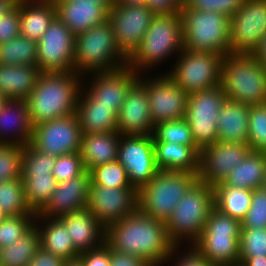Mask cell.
Returning <instances> with one entry per match:
<instances>
[{"mask_svg": "<svg viewBox=\"0 0 266 266\" xmlns=\"http://www.w3.org/2000/svg\"><path fill=\"white\" fill-rule=\"evenodd\" d=\"M105 242L117 252L144 258L152 266L166 264L181 245L170 239L165 222L148 217L139 209L111 224L106 229Z\"/></svg>", "mask_w": 266, "mask_h": 266, "instance_id": "1", "label": "cell"}, {"mask_svg": "<svg viewBox=\"0 0 266 266\" xmlns=\"http://www.w3.org/2000/svg\"><path fill=\"white\" fill-rule=\"evenodd\" d=\"M72 72H42L27 98L29 119L39 125L75 114L82 77Z\"/></svg>", "mask_w": 266, "mask_h": 266, "instance_id": "2", "label": "cell"}, {"mask_svg": "<svg viewBox=\"0 0 266 266\" xmlns=\"http://www.w3.org/2000/svg\"><path fill=\"white\" fill-rule=\"evenodd\" d=\"M128 58L120 51L108 20L76 35L74 69L84 73L110 72L127 66Z\"/></svg>", "mask_w": 266, "mask_h": 266, "instance_id": "3", "label": "cell"}, {"mask_svg": "<svg viewBox=\"0 0 266 266\" xmlns=\"http://www.w3.org/2000/svg\"><path fill=\"white\" fill-rule=\"evenodd\" d=\"M221 87L227 100L246 105L266 104V74L249 53H229L222 61Z\"/></svg>", "mask_w": 266, "mask_h": 266, "instance_id": "4", "label": "cell"}, {"mask_svg": "<svg viewBox=\"0 0 266 266\" xmlns=\"http://www.w3.org/2000/svg\"><path fill=\"white\" fill-rule=\"evenodd\" d=\"M183 50V29L180 13L155 14L140 44L128 59L127 65L136 73L149 69L172 53ZM177 52V53H176ZM141 71V72H140Z\"/></svg>", "mask_w": 266, "mask_h": 266, "instance_id": "5", "label": "cell"}, {"mask_svg": "<svg viewBox=\"0 0 266 266\" xmlns=\"http://www.w3.org/2000/svg\"><path fill=\"white\" fill-rule=\"evenodd\" d=\"M183 49L192 52L231 53L229 48L230 17L220 12L200 11L185 3L180 11Z\"/></svg>", "mask_w": 266, "mask_h": 266, "instance_id": "6", "label": "cell"}, {"mask_svg": "<svg viewBox=\"0 0 266 266\" xmlns=\"http://www.w3.org/2000/svg\"><path fill=\"white\" fill-rule=\"evenodd\" d=\"M214 207L213 185L197 180L177 203L165 223L170 239L176 245L182 243V240L193 244L203 232Z\"/></svg>", "mask_w": 266, "mask_h": 266, "instance_id": "7", "label": "cell"}, {"mask_svg": "<svg viewBox=\"0 0 266 266\" xmlns=\"http://www.w3.org/2000/svg\"><path fill=\"white\" fill-rule=\"evenodd\" d=\"M198 180V174L159 170L138 190V209L148 217L165 222L177 203Z\"/></svg>", "mask_w": 266, "mask_h": 266, "instance_id": "8", "label": "cell"}, {"mask_svg": "<svg viewBox=\"0 0 266 266\" xmlns=\"http://www.w3.org/2000/svg\"><path fill=\"white\" fill-rule=\"evenodd\" d=\"M241 222L215 207L194 247L212 265H239Z\"/></svg>", "mask_w": 266, "mask_h": 266, "instance_id": "9", "label": "cell"}, {"mask_svg": "<svg viewBox=\"0 0 266 266\" xmlns=\"http://www.w3.org/2000/svg\"><path fill=\"white\" fill-rule=\"evenodd\" d=\"M224 55L183 49L167 76L185 93L209 90L221 84Z\"/></svg>", "mask_w": 266, "mask_h": 266, "instance_id": "10", "label": "cell"}, {"mask_svg": "<svg viewBox=\"0 0 266 266\" xmlns=\"http://www.w3.org/2000/svg\"><path fill=\"white\" fill-rule=\"evenodd\" d=\"M227 97L221 85L188 94L185 119L195 146L201 151L218 141L217 121Z\"/></svg>", "mask_w": 266, "mask_h": 266, "instance_id": "11", "label": "cell"}, {"mask_svg": "<svg viewBox=\"0 0 266 266\" xmlns=\"http://www.w3.org/2000/svg\"><path fill=\"white\" fill-rule=\"evenodd\" d=\"M154 15L145 4H113L109 9L108 22L120 51L128 59L140 47Z\"/></svg>", "mask_w": 266, "mask_h": 266, "instance_id": "12", "label": "cell"}, {"mask_svg": "<svg viewBox=\"0 0 266 266\" xmlns=\"http://www.w3.org/2000/svg\"><path fill=\"white\" fill-rule=\"evenodd\" d=\"M76 36L57 17L37 42V67L42 72H72Z\"/></svg>", "mask_w": 266, "mask_h": 266, "instance_id": "13", "label": "cell"}, {"mask_svg": "<svg viewBox=\"0 0 266 266\" xmlns=\"http://www.w3.org/2000/svg\"><path fill=\"white\" fill-rule=\"evenodd\" d=\"M117 161L126 169L129 183L137 190L149 183L159 171L153 135H121Z\"/></svg>", "mask_w": 266, "mask_h": 266, "instance_id": "14", "label": "cell"}, {"mask_svg": "<svg viewBox=\"0 0 266 266\" xmlns=\"http://www.w3.org/2000/svg\"><path fill=\"white\" fill-rule=\"evenodd\" d=\"M266 33V0H243L230 18L231 53L252 54Z\"/></svg>", "mask_w": 266, "mask_h": 266, "instance_id": "15", "label": "cell"}, {"mask_svg": "<svg viewBox=\"0 0 266 266\" xmlns=\"http://www.w3.org/2000/svg\"><path fill=\"white\" fill-rule=\"evenodd\" d=\"M82 128L76 114L33 125L31 144L49 155L79 152L82 141Z\"/></svg>", "mask_w": 266, "mask_h": 266, "instance_id": "16", "label": "cell"}, {"mask_svg": "<svg viewBox=\"0 0 266 266\" xmlns=\"http://www.w3.org/2000/svg\"><path fill=\"white\" fill-rule=\"evenodd\" d=\"M87 209L107 229L138 209V190L134 186L108 188L90 182Z\"/></svg>", "mask_w": 266, "mask_h": 266, "instance_id": "17", "label": "cell"}, {"mask_svg": "<svg viewBox=\"0 0 266 266\" xmlns=\"http://www.w3.org/2000/svg\"><path fill=\"white\" fill-rule=\"evenodd\" d=\"M158 76L148 80L139 77L147 87L149 109L154 126L161 122L184 118L188 101V94L167 75Z\"/></svg>", "mask_w": 266, "mask_h": 266, "instance_id": "18", "label": "cell"}, {"mask_svg": "<svg viewBox=\"0 0 266 266\" xmlns=\"http://www.w3.org/2000/svg\"><path fill=\"white\" fill-rule=\"evenodd\" d=\"M251 151L248 144L217 141L200 151L198 180L209 185L223 182Z\"/></svg>", "mask_w": 266, "mask_h": 266, "instance_id": "19", "label": "cell"}, {"mask_svg": "<svg viewBox=\"0 0 266 266\" xmlns=\"http://www.w3.org/2000/svg\"><path fill=\"white\" fill-rule=\"evenodd\" d=\"M93 75V82L89 83L87 91L83 85L81 91L97 106L116 107L118 116L127 93L141 74L127 65L115 71L93 73Z\"/></svg>", "mask_w": 266, "mask_h": 266, "instance_id": "20", "label": "cell"}, {"mask_svg": "<svg viewBox=\"0 0 266 266\" xmlns=\"http://www.w3.org/2000/svg\"><path fill=\"white\" fill-rule=\"evenodd\" d=\"M121 135H153L147 87L138 79L130 88L117 116Z\"/></svg>", "mask_w": 266, "mask_h": 266, "instance_id": "21", "label": "cell"}, {"mask_svg": "<svg viewBox=\"0 0 266 266\" xmlns=\"http://www.w3.org/2000/svg\"><path fill=\"white\" fill-rule=\"evenodd\" d=\"M90 182V172L86 170L80 176L58 183L49 201L37 215L59 218L87 208Z\"/></svg>", "mask_w": 266, "mask_h": 266, "instance_id": "22", "label": "cell"}, {"mask_svg": "<svg viewBox=\"0 0 266 266\" xmlns=\"http://www.w3.org/2000/svg\"><path fill=\"white\" fill-rule=\"evenodd\" d=\"M56 17L76 36L108 20L109 8L91 0H53Z\"/></svg>", "mask_w": 266, "mask_h": 266, "instance_id": "23", "label": "cell"}, {"mask_svg": "<svg viewBox=\"0 0 266 266\" xmlns=\"http://www.w3.org/2000/svg\"><path fill=\"white\" fill-rule=\"evenodd\" d=\"M59 219L64 223L79 254L97 249L105 243L106 229L87 208L63 215Z\"/></svg>", "mask_w": 266, "mask_h": 266, "instance_id": "24", "label": "cell"}, {"mask_svg": "<svg viewBox=\"0 0 266 266\" xmlns=\"http://www.w3.org/2000/svg\"><path fill=\"white\" fill-rule=\"evenodd\" d=\"M8 133L16 135L7 136ZM32 136L33 125L29 119L27 101L7 99L0 109V143L25 146L31 143Z\"/></svg>", "mask_w": 266, "mask_h": 266, "instance_id": "25", "label": "cell"}, {"mask_svg": "<svg viewBox=\"0 0 266 266\" xmlns=\"http://www.w3.org/2000/svg\"><path fill=\"white\" fill-rule=\"evenodd\" d=\"M120 137L118 131L83 133L79 154L85 169L117 161Z\"/></svg>", "mask_w": 266, "mask_h": 266, "instance_id": "26", "label": "cell"}, {"mask_svg": "<svg viewBox=\"0 0 266 266\" xmlns=\"http://www.w3.org/2000/svg\"><path fill=\"white\" fill-rule=\"evenodd\" d=\"M155 163L159 170L199 173L200 150L171 142H153Z\"/></svg>", "mask_w": 266, "mask_h": 266, "instance_id": "27", "label": "cell"}, {"mask_svg": "<svg viewBox=\"0 0 266 266\" xmlns=\"http://www.w3.org/2000/svg\"><path fill=\"white\" fill-rule=\"evenodd\" d=\"M21 35L38 42L56 18L53 0H19Z\"/></svg>", "mask_w": 266, "mask_h": 266, "instance_id": "28", "label": "cell"}, {"mask_svg": "<svg viewBox=\"0 0 266 266\" xmlns=\"http://www.w3.org/2000/svg\"><path fill=\"white\" fill-rule=\"evenodd\" d=\"M249 110V105L226 100L217 121L218 141L248 144Z\"/></svg>", "mask_w": 266, "mask_h": 266, "instance_id": "29", "label": "cell"}, {"mask_svg": "<svg viewBox=\"0 0 266 266\" xmlns=\"http://www.w3.org/2000/svg\"><path fill=\"white\" fill-rule=\"evenodd\" d=\"M38 220L40 224L42 221L44 222L42 225L45 224V227H41L38 223H34L40 233V247L66 262L76 261L80 254L75 250L64 223L59 218H48L36 214L34 222Z\"/></svg>", "mask_w": 266, "mask_h": 266, "instance_id": "30", "label": "cell"}, {"mask_svg": "<svg viewBox=\"0 0 266 266\" xmlns=\"http://www.w3.org/2000/svg\"><path fill=\"white\" fill-rule=\"evenodd\" d=\"M75 114L83 133L118 131L116 107L97 106L80 91Z\"/></svg>", "mask_w": 266, "mask_h": 266, "instance_id": "31", "label": "cell"}, {"mask_svg": "<svg viewBox=\"0 0 266 266\" xmlns=\"http://www.w3.org/2000/svg\"><path fill=\"white\" fill-rule=\"evenodd\" d=\"M39 75L37 66L0 64V93L6 99L27 100Z\"/></svg>", "mask_w": 266, "mask_h": 266, "instance_id": "32", "label": "cell"}, {"mask_svg": "<svg viewBox=\"0 0 266 266\" xmlns=\"http://www.w3.org/2000/svg\"><path fill=\"white\" fill-rule=\"evenodd\" d=\"M266 170V153L250 151L243 161L236 165L223 183L232 187L254 190L261 187Z\"/></svg>", "mask_w": 266, "mask_h": 266, "instance_id": "33", "label": "cell"}, {"mask_svg": "<svg viewBox=\"0 0 266 266\" xmlns=\"http://www.w3.org/2000/svg\"><path fill=\"white\" fill-rule=\"evenodd\" d=\"M213 187L215 208L241 222L250 208L252 190L232 187L223 182Z\"/></svg>", "mask_w": 266, "mask_h": 266, "instance_id": "34", "label": "cell"}, {"mask_svg": "<svg viewBox=\"0 0 266 266\" xmlns=\"http://www.w3.org/2000/svg\"><path fill=\"white\" fill-rule=\"evenodd\" d=\"M26 204L38 213L49 201L57 187L53 174H22Z\"/></svg>", "mask_w": 266, "mask_h": 266, "instance_id": "35", "label": "cell"}, {"mask_svg": "<svg viewBox=\"0 0 266 266\" xmlns=\"http://www.w3.org/2000/svg\"><path fill=\"white\" fill-rule=\"evenodd\" d=\"M40 247V233L34 225L12 246L0 249L1 266H28Z\"/></svg>", "mask_w": 266, "mask_h": 266, "instance_id": "36", "label": "cell"}, {"mask_svg": "<svg viewBox=\"0 0 266 266\" xmlns=\"http://www.w3.org/2000/svg\"><path fill=\"white\" fill-rule=\"evenodd\" d=\"M37 50V42L17 36L0 44V64L37 66Z\"/></svg>", "mask_w": 266, "mask_h": 266, "instance_id": "37", "label": "cell"}, {"mask_svg": "<svg viewBox=\"0 0 266 266\" xmlns=\"http://www.w3.org/2000/svg\"><path fill=\"white\" fill-rule=\"evenodd\" d=\"M0 208L6 216L36 215L26 204L22 178L0 183Z\"/></svg>", "mask_w": 266, "mask_h": 266, "instance_id": "38", "label": "cell"}, {"mask_svg": "<svg viewBox=\"0 0 266 266\" xmlns=\"http://www.w3.org/2000/svg\"><path fill=\"white\" fill-rule=\"evenodd\" d=\"M153 142H171L195 146L189 124L185 118L158 123L153 132Z\"/></svg>", "mask_w": 266, "mask_h": 266, "instance_id": "39", "label": "cell"}, {"mask_svg": "<svg viewBox=\"0 0 266 266\" xmlns=\"http://www.w3.org/2000/svg\"><path fill=\"white\" fill-rule=\"evenodd\" d=\"M90 181L94 185L108 188H130L126 169L118 162L114 161L92 168L90 171Z\"/></svg>", "mask_w": 266, "mask_h": 266, "instance_id": "40", "label": "cell"}, {"mask_svg": "<svg viewBox=\"0 0 266 266\" xmlns=\"http://www.w3.org/2000/svg\"><path fill=\"white\" fill-rule=\"evenodd\" d=\"M36 215L6 216L0 221V249L12 246L33 226Z\"/></svg>", "mask_w": 266, "mask_h": 266, "instance_id": "41", "label": "cell"}, {"mask_svg": "<svg viewBox=\"0 0 266 266\" xmlns=\"http://www.w3.org/2000/svg\"><path fill=\"white\" fill-rule=\"evenodd\" d=\"M23 146L0 143V183L22 178Z\"/></svg>", "mask_w": 266, "mask_h": 266, "instance_id": "42", "label": "cell"}, {"mask_svg": "<svg viewBox=\"0 0 266 266\" xmlns=\"http://www.w3.org/2000/svg\"><path fill=\"white\" fill-rule=\"evenodd\" d=\"M248 145L251 151H266V104L251 105L249 110Z\"/></svg>", "mask_w": 266, "mask_h": 266, "instance_id": "43", "label": "cell"}, {"mask_svg": "<svg viewBox=\"0 0 266 266\" xmlns=\"http://www.w3.org/2000/svg\"><path fill=\"white\" fill-rule=\"evenodd\" d=\"M240 259L266 257V228H241Z\"/></svg>", "mask_w": 266, "mask_h": 266, "instance_id": "44", "label": "cell"}, {"mask_svg": "<svg viewBox=\"0 0 266 266\" xmlns=\"http://www.w3.org/2000/svg\"><path fill=\"white\" fill-rule=\"evenodd\" d=\"M56 156L36 149L31 143L23 146L22 174H52Z\"/></svg>", "mask_w": 266, "mask_h": 266, "instance_id": "45", "label": "cell"}, {"mask_svg": "<svg viewBox=\"0 0 266 266\" xmlns=\"http://www.w3.org/2000/svg\"><path fill=\"white\" fill-rule=\"evenodd\" d=\"M241 228H266V189L262 186L252 190V200Z\"/></svg>", "mask_w": 266, "mask_h": 266, "instance_id": "46", "label": "cell"}, {"mask_svg": "<svg viewBox=\"0 0 266 266\" xmlns=\"http://www.w3.org/2000/svg\"><path fill=\"white\" fill-rule=\"evenodd\" d=\"M86 171L79 152L56 157L52 170L57 182H66L82 175Z\"/></svg>", "mask_w": 266, "mask_h": 266, "instance_id": "47", "label": "cell"}, {"mask_svg": "<svg viewBox=\"0 0 266 266\" xmlns=\"http://www.w3.org/2000/svg\"><path fill=\"white\" fill-rule=\"evenodd\" d=\"M243 0H184V3L200 11L220 12L232 17L241 7Z\"/></svg>", "mask_w": 266, "mask_h": 266, "instance_id": "48", "label": "cell"}, {"mask_svg": "<svg viewBox=\"0 0 266 266\" xmlns=\"http://www.w3.org/2000/svg\"><path fill=\"white\" fill-rule=\"evenodd\" d=\"M21 35L19 2L8 14L0 17V44Z\"/></svg>", "mask_w": 266, "mask_h": 266, "instance_id": "49", "label": "cell"}, {"mask_svg": "<svg viewBox=\"0 0 266 266\" xmlns=\"http://www.w3.org/2000/svg\"><path fill=\"white\" fill-rule=\"evenodd\" d=\"M76 261L81 266H110L109 245L105 242L97 249L80 253Z\"/></svg>", "mask_w": 266, "mask_h": 266, "instance_id": "50", "label": "cell"}, {"mask_svg": "<svg viewBox=\"0 0 266 266\" xmlns=\"http://www.w3.org/2000/svg\"><path fill=\"white\" fill-rule=\"evenodd\" d=\"M110 266H152L147 260L136 255L117 252L109 246Z\"/></svg>", "mask_w": 266, "mask_h": 266, "instance_id": "51", "label": "cell"}, {"mask_svg": "<svg viewBox=\"0 0 266 266\" xmlns=\"http://www.w3.org/2000/svg\"><path fill=\"white\" fill-rule=\"evenodd\" d=\"M184 0H146L145 5L154 14H176L180 13Z\"/></svg>", "mask_w": 266, "mask_h": 266, "instance_id": "52", "label": "cell"}, {"mask_svg": "<svg viewBox=\"0 0 266 266\" xmlns=\"http://www.w3.org/2000/svg\"><path fill=\"white\" fill-rule=\"evenodd\" d=\"M66 263L64 259L39 247L28 266H64Z\"/></svg>", "mask_w": 266, "mask_h": 266, "instance_id": "53", "label": "cell"}, {"mask_svg": "<svg viewBox=\"0 0 266 266\" xmlns=\"http://www.w3.org/2000/svg\"><path fill=\"white\" fill-rule=\"evenodd\" d=\"M190 249V250H189ZM189 251L183 256H178L174 266H213L192 244Z\"/></svg>", "mask_w": 266, "mask_h": 266, "instance_id": "54", "label": "cell"}, {"mask_svg": "<svg viewBox=\"0 0 266 266\" xmlns=\"http://www.w3.org/2000/svg\"><path fill=\"white\" fill-rule=\"evenodd\" d=\"M260 62L266 59V33L263 35L257 48L252 53Z\"/></svg>", "mask_w": 266, "mask_h": 266, "instance_id": "55", "label": "cell"}, {"mask_svg": "<svg viewBox=\"0 0 266 266\" xmlns=\"http://www.w3.org/2000/svg\"><path fill=\"white\" fill-rule=\"evenodd\" d=\"M18 2L19 0H0V17L11 12Z\"/></svg>", "mask_w": 266, "mask_h": 266, "instance_id": "56", "label": "cell"}, {"mask_svg": "<svg viewBox=\"0 0 266 266\" xmlns=\"http://www.w3.org/2000/svg\"><path fill=\"white\" fill-rule=\"evenodd\" d=\"M239 266H266V257L239 259Z\"/></svg>", "mask_w": 266, "mask_h": 266, "instance_id": "57", "label": "cell"}, {"mask_svg": "<svg viewBox=\"0 0 266 266\" xmlns=\"http://www.w3.org/2000/svg\"><path fill=\"white\" fill-rule=\"evenodd\" d=\"M146 0H114V4L122 5H135V4H145Z\"/></svg>", "mask_w": 266, "mask_h": 266, "instance_id": "58", "label": "cell"}, {"mask_svg": "<svg viewBox=\"0 0 266 266\" xmlns=\"http://www.w3.org/2000/svg\"><path fill=\"white\" fill-rule=\"evenodd\" d=\"M82 1V0H79ZM84 1V0H83ZM91 1H97L102 3L103 5L107 6L109 9L111 8V6L114 4V0H91Z\"/></svg>", "mask_w": 266, "mask_h": 266, "instance_id": "59", "label": "cell"}, {"mask_svg": "<svg viewBox=\"0 0 266 266\" xmlns=\"http://www.w3.org/2000/svg\"><path fill=\"white\" fill-rule=\"evenodd\" d=\"M6 100V97L2 93H0V109L2 108Z\"/></svg>", "mask_w": 266, "mask_h": 266, "instance_id": "60", "label": "cell"}, {"mask_svg": "<svg viewBox=\"0 0 266 266\" xmlns=\"http://www.w3.org/2000/svg\"><path fill=\"white\" fill-rule=\"evenodd\" d=\"M64 266H81L77 261L67 262Z\"/></svg>", "mask_w": 266, "mask_h": 266, "instance_id": "61", "label": "cell"}, {"mask_svg": "<svg viewBox=\"0 0 266 266\" xmlns=\"http://www.w3.org/2000/svg\"><path fill=\"white\" fill-rule=\"evenodd\" d=\"M5 217H6V215L4 214L2 209L0 208V221H2Z\"/></svg>", "mask_w": 266, "mask_h": 266, "instance_id": "62", "label": "cell"}, {"mask_svg": "<svg viewBox=\"0 0 266 266\" xmlns=\"http://www.w3.org/2000/svg\"><path fill=\"white\" fill-rule=\"evenodd\" d=\"M262 187H263L264 189H266V170H265V175H264V180H263Z\"/></svg>", "mask_w": 266, "mask_h": 266, "instance_id": "63", "label": "cell"}, {"mask_svg": "<svg viewBox=\"0 0 266 266\" xmlns=\"http://www.w3.org/2000/svg\"><path fill=\"white\" fill-rule=\"evenodd\" d=\"M261 63H262V65H263L264 72H265V74H266V59L263 60Z\"/></svg>", "mask_w": 266, "mask_h": 266, "instance_id": "64", "label": "cell"}, {"mask_svg": "<svg viewBox=\"0 0 266 266\" xmlns=\"http://www.w3.org/2000/svg\"><path fill=\"white\" fill-rule=\"evenodd\" d=\"M213 266H239V265H213Z\"/></svg>", "mask_w": 266, "mask_h": 266, "instance_id": "65", "label": "cell"}]
</instances>
